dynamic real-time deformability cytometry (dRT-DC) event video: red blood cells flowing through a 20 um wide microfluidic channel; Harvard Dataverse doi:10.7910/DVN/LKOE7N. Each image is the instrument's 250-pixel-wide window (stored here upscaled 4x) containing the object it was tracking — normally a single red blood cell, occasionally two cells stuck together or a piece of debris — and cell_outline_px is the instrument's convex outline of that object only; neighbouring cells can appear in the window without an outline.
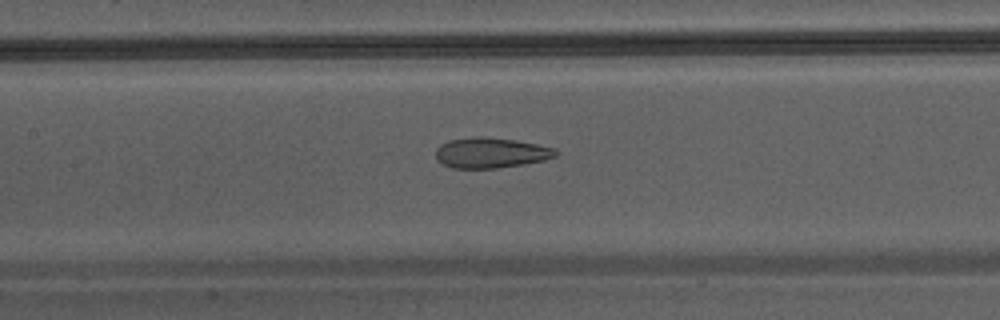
{"species": "Egyptian fruit bat (a non-hibernating species)", "species_latin": "Rousettus aegyptiacus", "temperature_condition": "warm", "stored_images_in_passage": 27, "camera_frame_rate_fps": 3000, "um_per_image_px": 0.085, "animal": {"sex": "male"}, "frame": {"image": 1, "passage_image": 12, "time_ms": 3.667, "image_size_px": [1000, 320], "cell_outline_px": [[560, 152], [556, 156], [544, 160], [524, 164], [496, 168], [452, 168], [436, 160], [436, 148], [440, 144], [448, 140], [472, 136], [484, 136], [516, 140], [556, 148]], "centroid_in_image_um": [41.72, 12.97], "position_along_channel_um": 165.7, "area_um2": 21.5}}
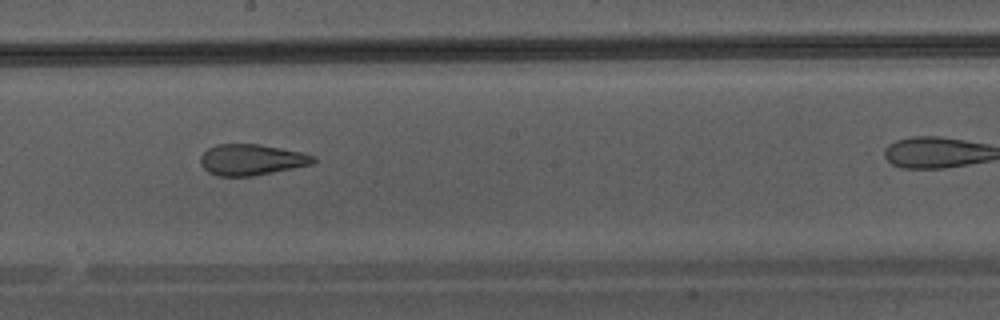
{"frame": {"image": 2, "passage_image": 16, "time_ms": 5.0, "image_size_px": [1000, 320], "cell_outline_px": [[316, 160], [312, 164], [252, 176], [216, 176], [208, 172], [200, 164], [200, 156], [208, 148], [216, 144], [260, 144], [300, 152], [316, 156]], "centroid_in_image_um": [21.34, 13.57], "position_along_channel_um": 226.9, "area_um2": 20.35}}